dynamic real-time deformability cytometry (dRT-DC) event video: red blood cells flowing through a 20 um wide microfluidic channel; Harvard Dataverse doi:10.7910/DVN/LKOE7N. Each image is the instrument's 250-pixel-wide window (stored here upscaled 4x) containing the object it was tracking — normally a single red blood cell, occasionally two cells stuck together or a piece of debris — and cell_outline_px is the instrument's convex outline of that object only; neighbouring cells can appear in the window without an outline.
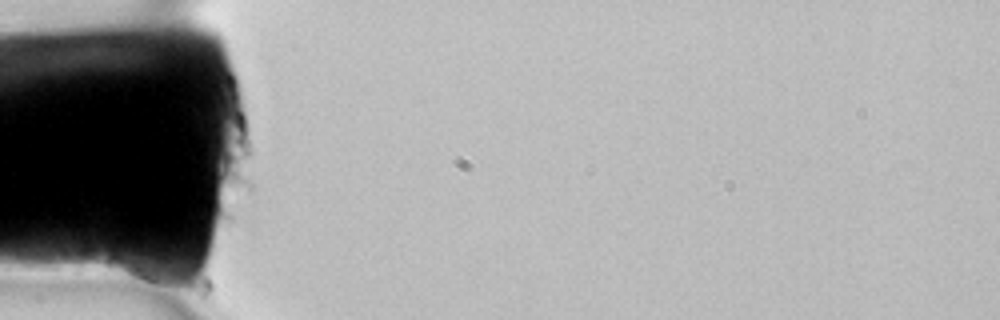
{"species": "common noctule bat (a hibernating species)", "species_latin": "Nyctalus noctula", "temperature_condition": "room temperature", "stored_images_in_passage": 2, "camera_frame_rate_fps": 3000, "um_per_image_px": 0.085, "animal": {"sex": "female", "body_mass_g": 22.7, "forearm_length_mm": 54.2}, "frame": {"image": 1, "passage_image": 1, "time_ms": 0.0, "image_size_px": [1000, 320], "cell_outline_px": [[176, 280], [144, 280], [112, 272], [108, 264], [112, 252], [128, 220], [168, 236]], "centroid_in_image_um": [12.12, 21.62], "position_along_channel_um": 72.9, "area_um2": 20.75}}